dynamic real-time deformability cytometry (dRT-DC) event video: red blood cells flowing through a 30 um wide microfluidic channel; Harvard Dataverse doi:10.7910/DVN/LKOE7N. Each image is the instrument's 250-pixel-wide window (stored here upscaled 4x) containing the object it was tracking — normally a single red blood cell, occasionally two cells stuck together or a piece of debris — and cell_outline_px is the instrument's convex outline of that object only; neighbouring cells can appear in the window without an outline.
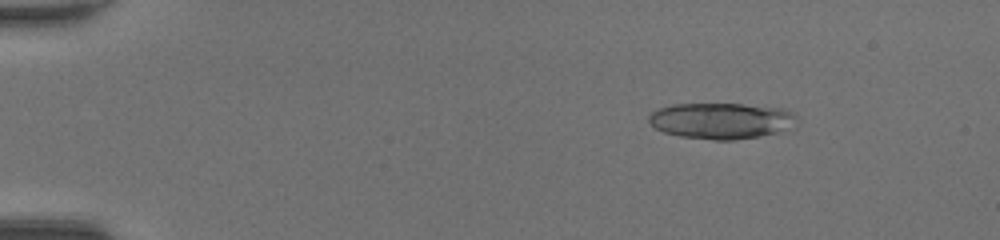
{"species": "common noctule bat (a hibernating species)", "species_latin": "Nyctalus noctula", "temperature_condition": "room temperature", "stored_images_in_passage": 47, "segment_of_instrument_passage": [1, 2], "camera_frame_rate_fps": 3000, "um_per_image_px": 0.085, "animal": {"sex": "female", "body_mass_g": 20.0, "forearm_length_mm": 54.0}, "frame": {"image": 1, "passage_image": 7, "time_ms": 2.0, "image_size_px": [1000, 240], "cell_outline_px": [[796, 128], [760, 136], [736, 140], [712, 140], [680, 136], [664, 132], [656, 128], [648, 120], [648, 116], [652, 112], [660, 108], [672, 104], [744, 104], [784, 108], [796, 112]], "centroid_in_image_um": [61.39, 10.26], "position_along_channel_um": 23.6, "area_um2": 31.5}}